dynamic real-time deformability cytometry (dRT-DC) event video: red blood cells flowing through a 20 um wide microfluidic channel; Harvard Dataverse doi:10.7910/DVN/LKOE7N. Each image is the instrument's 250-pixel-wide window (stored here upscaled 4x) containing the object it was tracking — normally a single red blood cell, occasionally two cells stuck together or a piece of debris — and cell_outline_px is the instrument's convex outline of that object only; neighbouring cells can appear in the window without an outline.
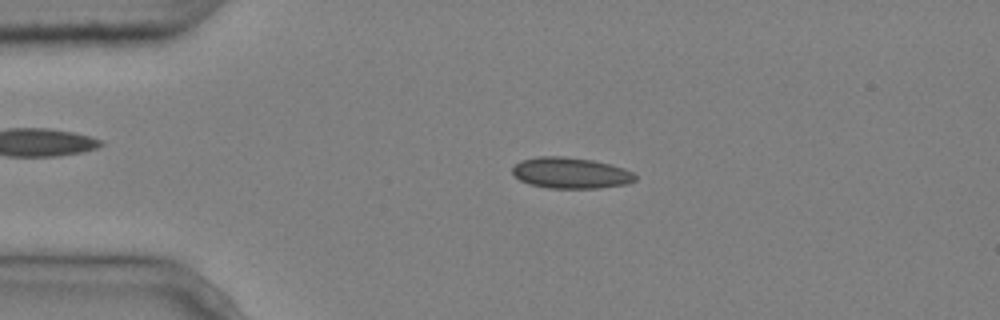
{"species": "common noctule bat (a hibernating species)", "species_latin": "Nyctalus noctula", "temperature_condition": "cold", "stored_images_in_passage": 5, "segment_of_instrument_passage": [1, 2], "camera_frame_rate_fps": 3000, "um_per_image_px": 0.085, "animal": {"sex": "male", "body_mass_g": 20.4}, "frame": {"image": 1, "passage_image": 3, "time_ms": 0.667, "image_size_px": [1000, 320], "cell_outline_px": [[636, 180], [628, 184], [600, 188], [548, 188], [528, 184], [520, 180], [512, 172], [512, 168], [520, 160], [536, 156], [564, 156], [592, 160], [612, 164], [624, 168], [632, 172], [636, 176]], "centroid_in_image_um": [48.51, 14.7], "position_along_channel_um": 36.5, "area_um2": 22.43}}